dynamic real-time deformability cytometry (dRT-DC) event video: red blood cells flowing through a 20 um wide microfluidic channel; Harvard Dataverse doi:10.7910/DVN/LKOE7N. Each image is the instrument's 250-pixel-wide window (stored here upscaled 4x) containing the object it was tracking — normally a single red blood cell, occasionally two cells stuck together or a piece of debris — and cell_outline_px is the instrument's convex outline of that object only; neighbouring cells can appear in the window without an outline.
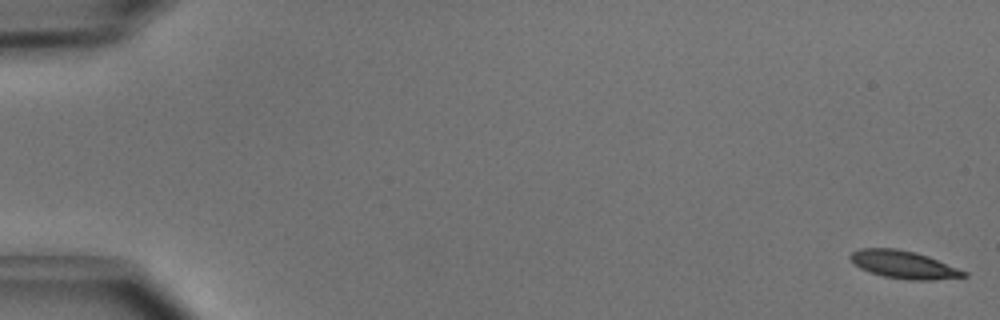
{"species": "common noctule bat (a hibernating species)", "species_latin": "Nyctalus noctula", "temperature_condition": "cold", "stored_images_in_passage": 51, "camera_frame_rate_fps": 3000, "um_per_image_px": 0.085, "animal": {"sex": "male", "body_mass_g": 15.6}, "frame": {"image": 1, "passage_image": 1, "time_ms": 0.0, "image_size_px": [1000, 320], "cell_outline_px": [[968, 276], [932, 280], [908, 280], [884, 276], [860, 268], [848, 256], [852, 252], [860, 248], [896, 248], [916, 252], [928, 256], [968, 272]], "centroid_in_image_um": [76.84, 22.48], "position_along_channel_um": 8.2, "area_um2": 18.21}}
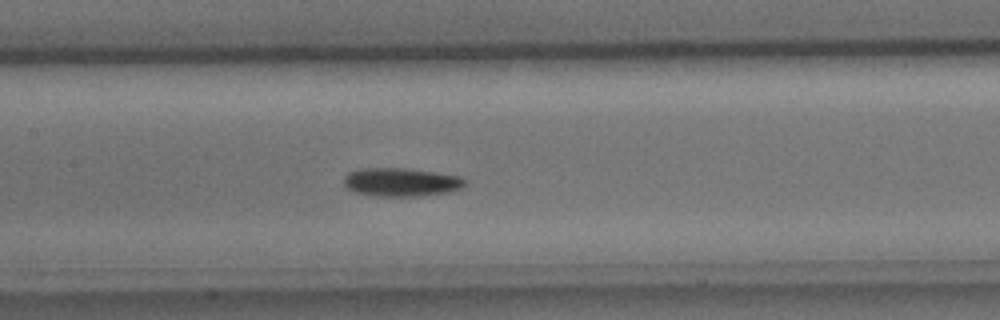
{"frame": {"image": 2, "passage_image": 25, "time_ms": 8.0, "image_size_px": [1000, 320], "cell_outline_px": [[464, 184], [460, 188], [452, 192], [416, 196], [376, 196], [356, 192], [348, 188], [344, 184], [344, 176], [348, 172], [360, 168], [404, 168], [460, 176], [464, 180]], "centroid_in_image_um": [34.06, 15.48], "position_along_channel_um": 173.3, "area_um2": 19.94}}
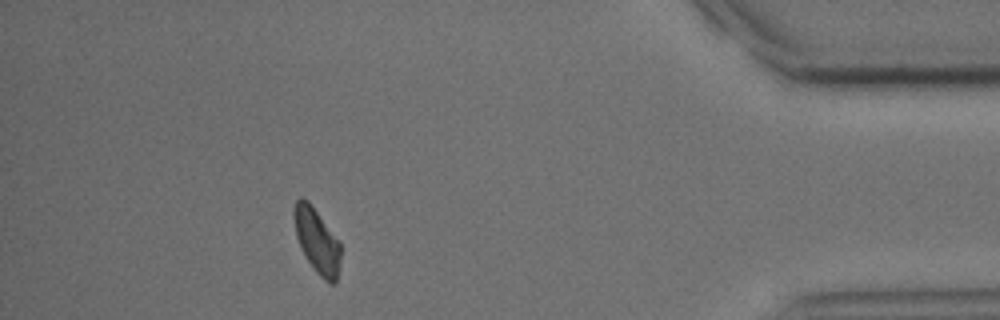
{"frame": {"image": 3, "passage_image": 46, "time_ms": 15.0, "image_size_px": [1000, 320], "cell_outline_px": [[340, 260], [336, 284], [328, 284], [316, 272], [300, 248], [296, 236], [292, 216], [292, 212], [296, 200], [300, 196], [304, 196], [308, 200], [340, 244]], "centroid_in_image_um": [26.9, 20.46], "position_along_channel_um": 408.3, "area_um2": 17.57}, "authors_computed_cell_mechanics": {"area_um2": 18.7272, "velocity_mm_per_s": 4.0069, "shape_relaxation_time_tau1_ms": 3.1324, "shape_relaxation_time_tau2_ms": null, "deformation_change_tau1": 0.1062, "deformation_change_tau2": null}}